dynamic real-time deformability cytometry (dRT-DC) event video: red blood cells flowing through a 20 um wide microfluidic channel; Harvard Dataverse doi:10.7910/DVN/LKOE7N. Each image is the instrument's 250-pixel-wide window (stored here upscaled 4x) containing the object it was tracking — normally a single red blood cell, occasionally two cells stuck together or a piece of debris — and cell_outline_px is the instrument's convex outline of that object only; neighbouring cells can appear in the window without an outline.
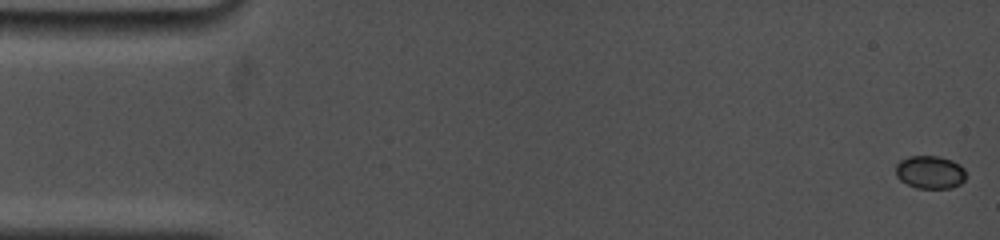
{"species": "common noctule bat (a hibernating species)", "species_latin": "Nyctalus noctula", "temperature_condition": "cold", "stored_images_in_passage": 35, "camera_frame_rate_fps": 5000, "um_per_image_px": 0.085, "animal": {"sex": "female", "body_mass_g": 19.0, "forearm_length_mm": 53.3}, "frame": {"image": 1, "passage_image": 1, "time_ms": 0.0, "image_size_px": [1000, 240], "cell_outline_px": [[964, 180], [960, 184], [952, 188], [916, 188], [900, 180], [896, 176], [896, 164], [900, 160], [908, 156], [936, 156], [952, 160], [960, 164], [964, 168]], "centroid_in_image_um": [79.04, 14.63], "position_along_channel_um": 6.0, "area_um2": 13.53}}
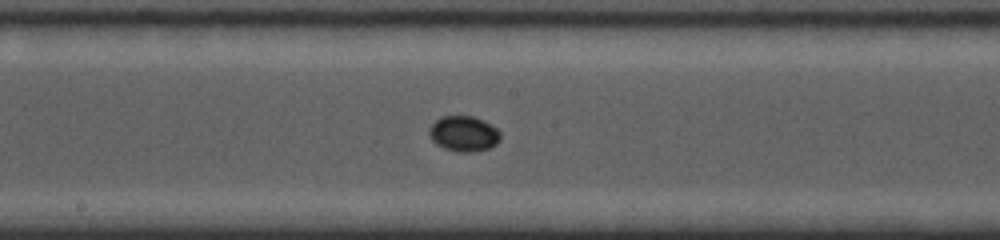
{"frame": {"image": 2, "passage_image": 20, "time_ms": 9.0, "image_size_px": [1000, 240], "cell_outline_px": [[500, 140], [496, 144], [488, 148], [472, 152], [460, 152], [444, 148], [436, 144], [432, 140], [428, 132], [428, 128], [440, 116], [472, 116], [484, 120], [496, 128], [500, 132]], "centroid_in_image_um": [39.4, 11.36], "position_along_channel_um": 208.8, "area_um2": 14.74}}
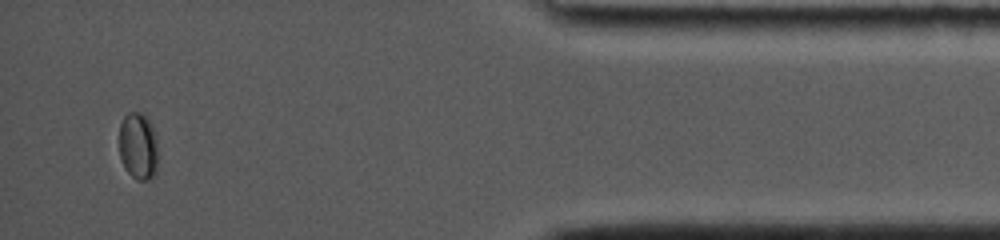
{"frame": {"image": 3, "passage_image": 34, "time_ms": 15.8, "image_size_px": [1000, 240], "cell_outline_px": [[156, 172], [148, 180], [136, 180], [124, 168], [120, 160], [120, 124], [124, 116], [128, 112], [140, 112], [152, 124], [156, 140]], "centroid_in_image_um": [11.72, 12.43], "position_along_channel_um": 423.5, "area_um2": 15.09}, "authors_computed_cell_mechanics": {"area_um2": 13.6408, "velocity_mm_per_s": 3.7681, "shape_relaxation_time_tau1_ms": 2.4313, "shape_relaxation_time_tau2_ms": null, "deformation_change_tau1": 0.0331, "deformation_change_tau2": null}}